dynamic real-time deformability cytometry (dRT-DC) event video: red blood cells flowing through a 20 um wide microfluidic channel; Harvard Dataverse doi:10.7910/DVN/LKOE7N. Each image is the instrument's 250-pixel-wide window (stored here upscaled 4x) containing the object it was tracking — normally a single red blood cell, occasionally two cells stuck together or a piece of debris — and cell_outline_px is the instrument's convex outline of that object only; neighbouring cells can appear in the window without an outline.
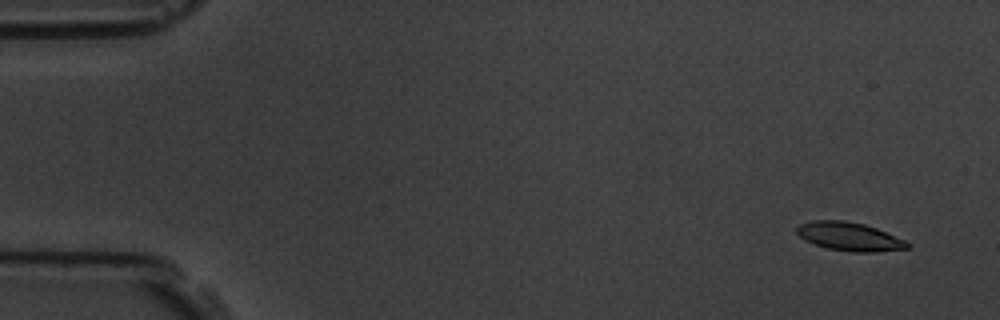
{"species": "common noctule bat (a hibernating species)", "species_latin": "Nyctalus noctula", "temperature_condition": "room temperature", "stored_images_in_passage": 6, "segment_of_instrument_passage": [1, 2], "camera_frame_rate_fps": 3000, "um_per_image_px": 0.085, "animal": {"sex": "male", "body_mass_g": 19.5, "forearm_length_mm": 54.6}, "frame": {"image": 1, "passage_image": 2, "time_ms": 1.0, "image_size_px": [1000, 320], "cell_outline_px": [[912, 244], [908, 248], [876, 252], [848, 252], [828, 248], [804, 240], [796, 232], [796, 228], [800, 224], [812, 220], [844, 220], [864, 224], [876, 228], [904, 240]], "centroid_in_image_um": [72.19, 20.1], "position_along_channel_um": 12.8, "area_um2": 18.32}}
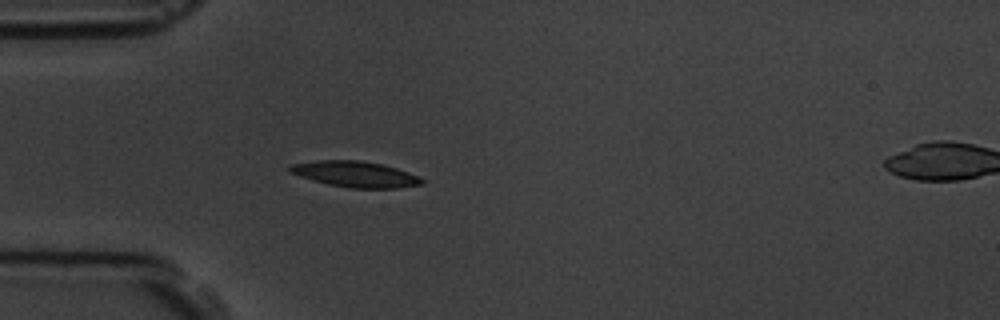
{"frame": {"image": 2, "passage_image": 5, "time_ms": 5.333, "image_size_px": [1000, 320], "cell_outline_px": [[424, 184], [396, 188], [348, 188], [328, 184], [312, 180], [288, 172], [288, 168], [292, 164], [316, 160], [360, 160], [380, 164], [396, 168], [408, 172], [424, 180]], "centroid_in_image_um": [30.17, 14.81], "position_along_channel_um": 54.8, "area_um2": 19.83}}